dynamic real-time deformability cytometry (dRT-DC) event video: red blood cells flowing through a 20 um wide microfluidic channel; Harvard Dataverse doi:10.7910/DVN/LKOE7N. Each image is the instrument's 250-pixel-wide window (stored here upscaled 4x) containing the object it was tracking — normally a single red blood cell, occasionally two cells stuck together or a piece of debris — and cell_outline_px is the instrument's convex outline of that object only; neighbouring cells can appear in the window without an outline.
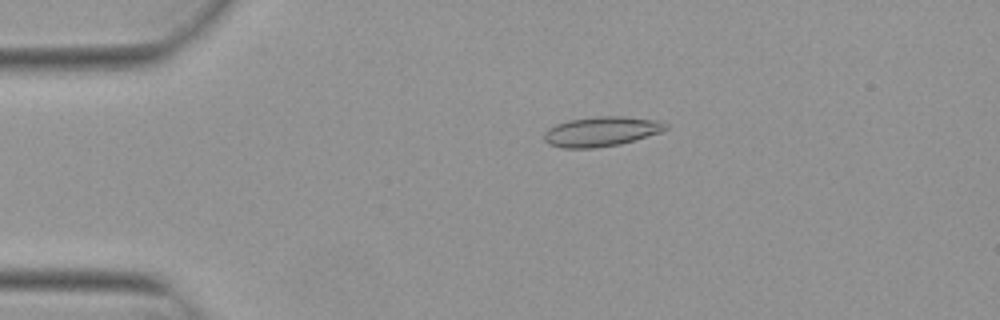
{"species": "Egyptian fruit bat (a non-hibernating species)", "species_latin": "Rousettus aegyptiacus", "temperature_condition": "warm", "stored_images_in_passage": 53, "camera_frame_rate_fps": 3000, "um_per_image_px": 0.085, "animal": {"sex": "female"}, "frame": {"image": 1, "passage_image": 11, "time_ms": 3.333, "image_size_px": [1000, 320], "cell_outline_px": [[668, 128], [660, 132], [620, 144], [592, 148], [564, 148], [548, 144], [544, 140], [544, 132], [548, 128], [556, 124], [568, 120], [596, 116], [624, 116], [664, 120], [668, 124]], "centroid_in_image_um": [51.13, 11.16], "position_along_channel_um": 33.9, "area_um2": 21.27}}
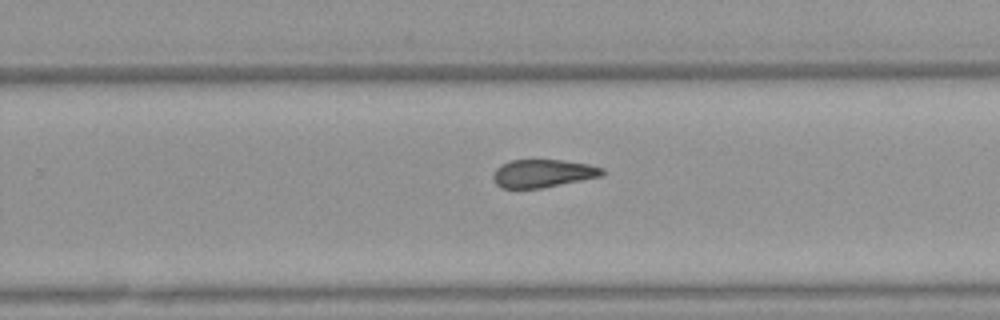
{"frame": {"image": 2, "passage_image": 34, "time_ms": 11.0, "image_size_px": [1000, 320], "cell_outline_px": [[604, 172], [600, 176], [540, 188], [500, 188], [492, 180], [492, 176], [496, 168], [500, 164], [512, 160], [564, 160], [588, 164], [604, 168]], "centroid_in_image_um": [46.09, 14.73], "position_along_channel_um": 283.7, "area_um2": 17.69}}
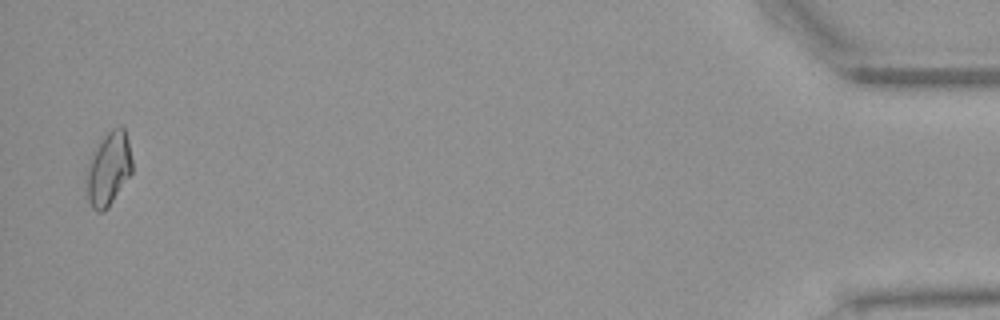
{"frame": {"image": 3, "passage_image": 52, "time_ms": 17.0, "image_size_px": [1000, 320], "cell_outline_px": [[132, 172], [108, 208], [104, 212], [96, 212], [92, 208], [88, 200], [88, 164], [104, 136], [112, 128], [120, 124], [124, 128], [128, 140], [132, 160]], "centroid_in_image_um": [9.27, 14.36], "position_along_channel_um": 425.9, "area_um2": 19.13}, "authors_computed_cell_mechanics": {"area_um2": 19.1318, "velocity_mm_per_s": 3.8485, "shape_relaxation_time_tau1_ms": null, "shape_relaxation_time_tau2_ms": 3.6504, "deformation_change_tau1": null, "deformation_change_tau2": 0.1198}}